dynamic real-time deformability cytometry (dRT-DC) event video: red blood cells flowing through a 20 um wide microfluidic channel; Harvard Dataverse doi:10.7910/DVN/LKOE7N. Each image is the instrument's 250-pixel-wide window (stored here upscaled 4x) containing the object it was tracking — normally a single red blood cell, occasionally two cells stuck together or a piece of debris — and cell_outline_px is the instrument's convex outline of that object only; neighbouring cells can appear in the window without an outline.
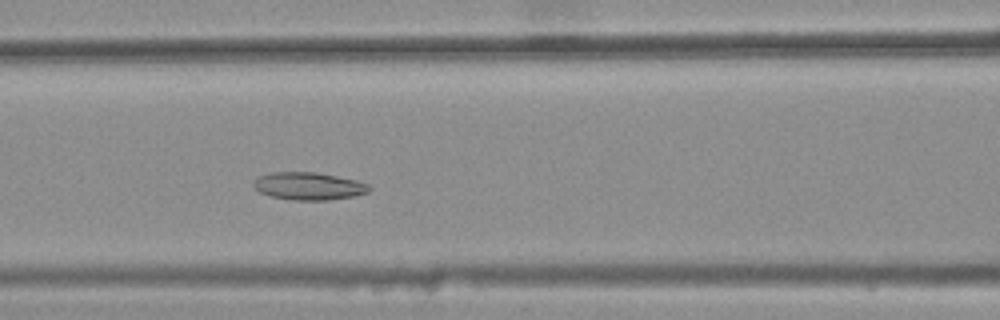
{"species": "common noctule bat (a hibernating species)", "species_latin": "Nyctalus noctula", "temperature_condition": "warm", "stored_images_in_passage": 39, "camera_frame_rate_fps": 3000, "um_per_image_px": 0.085, "animal": {"sex": "female", "body_mass_g": 25.1}, "frame": {"image": 1, "passage_image": 18, "time_ms": 5.667, "image_size_px": [1000, 320], "cell_outline_px": [[372, 188], [368, 192], [356, 196], [328, 200], [292, 200], [272, 196], [260, 192], [252, 184], [256, 176], [272, 172], [316, 172], [356, 180], [368, 184]], "centroid_in_image_um": [26.24, 15.81], "position_along_channel_um": 140.4, "area_um2": 18.67}}
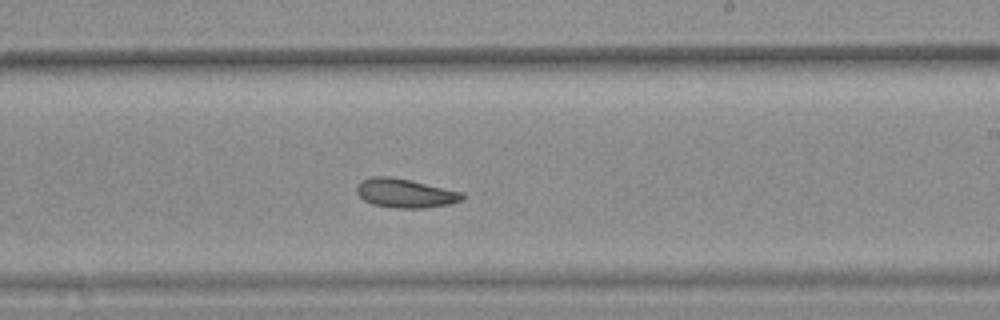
{"frame": {"image": 2, "passage_image": 27, "time_ms": 8.667, "image_size_px": [1000, 320], "cell_outline_px": [[464, 200], [448, 204], [424, 208], [396, 208], [372, 204], [364, 200], [356, 192], [356, 184], [360, 180], [372, 176], [392, 176], [412, 180], [464, 192]], "centroid_in_image_um": [34.43, 16.4], "position_along_channel_um": 254.6, "area_um2": 18.15}}
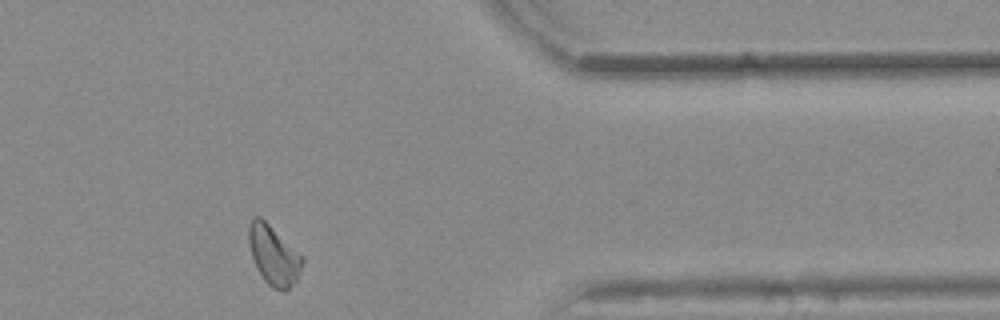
{"frame": {"image": 3, "passage_image": 39, "time_ms": 12.667, "image_size_px": [1000, 320], "cell_outline_px": [[304, 260], [296, 280], [284, 292], [272, 288], [264, 280], [256, 268], [248, 244], [248, 228], [252, 220], [256, 216], [260, 216]], "centroid_in_image_um": [23.21, 21.73], "position_along_channel_um": 388.2, "area_um2": 17.92}, "authors_computed_cell_mechanics": {"area_um2": 18.5538, "velocity_mm_per_s": 3.8148, "shape_relaxation_time_tau1_ms": null, "shape_relaxation_time_tau2_ms": 7.4578, "deformation_change_tau1": null, "deformation_change_tau2": 0.1451}}